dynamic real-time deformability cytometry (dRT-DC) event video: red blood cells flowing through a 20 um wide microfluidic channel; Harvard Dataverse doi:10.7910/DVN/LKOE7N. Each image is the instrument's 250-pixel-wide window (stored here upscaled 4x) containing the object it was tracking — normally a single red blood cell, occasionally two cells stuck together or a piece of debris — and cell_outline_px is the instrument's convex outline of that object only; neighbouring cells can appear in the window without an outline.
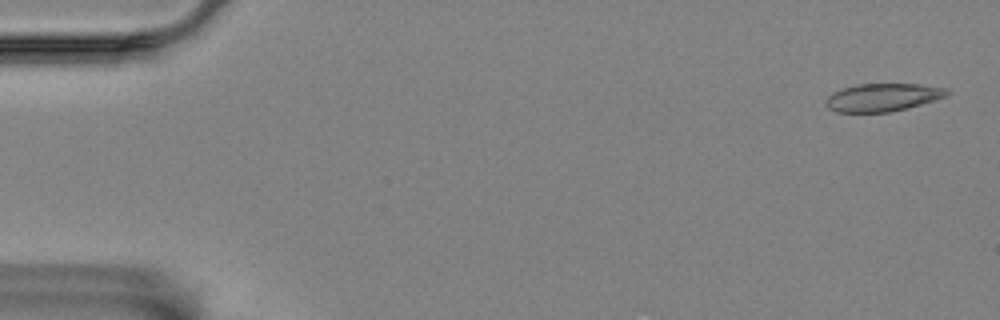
{"species": "Egyptian fruit bat (a non-hibernating species)", "species_latin": "Rousettus aegyptiacus", "temperature_condition": "room temperature", "stored_images_in_passage": 5, "camera_frame_rate_fps": 3000, "um_per_image_px": 0.085, "animal": {"sex": "female"}, "frame": {"image": 1, "passage_image": 1, "time_ms": 0.0, "image_size_px": [1000, 320], "cell_outline_px": [[952, 92], [948, 96], [908, 108], [892, 112], [836, 112], [828, 108], [824, 104], [824, 100], [832, 92], [856, 84], [920, 84], [944, 88]], "centroid_in_image_um": [75.02, 8.28], "position_along_channel_um": 10.0, "area_um2": 19.88}}
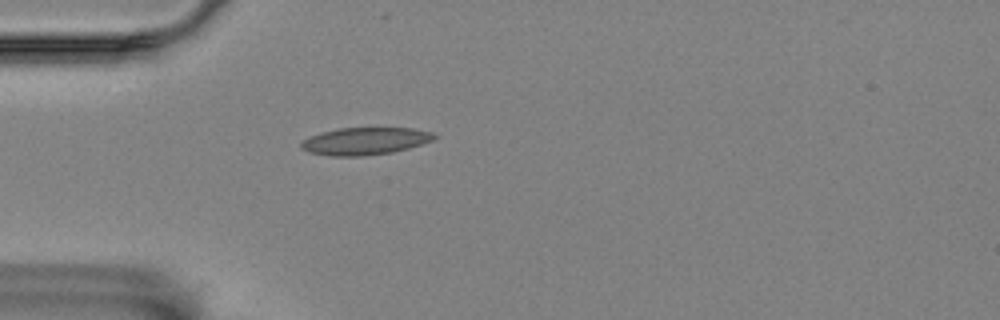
{"frame": {"image": 2, "passage_image": 5, "time_ms": 1.333, "image_size_px": [1000, 320], "cell_outline_px": [[440, 136], [432, 140], [408, 148], [392, 152], [360, 156], [332, 156], [308, 152], [300, 148], [300, 140], [320, 132], [340, 128], [412, 128], [432, 132]], "centroid_in_image_um": [30.99, 11.99], "position_along_channel_um": 54.0, "area_um2": 21.27}}